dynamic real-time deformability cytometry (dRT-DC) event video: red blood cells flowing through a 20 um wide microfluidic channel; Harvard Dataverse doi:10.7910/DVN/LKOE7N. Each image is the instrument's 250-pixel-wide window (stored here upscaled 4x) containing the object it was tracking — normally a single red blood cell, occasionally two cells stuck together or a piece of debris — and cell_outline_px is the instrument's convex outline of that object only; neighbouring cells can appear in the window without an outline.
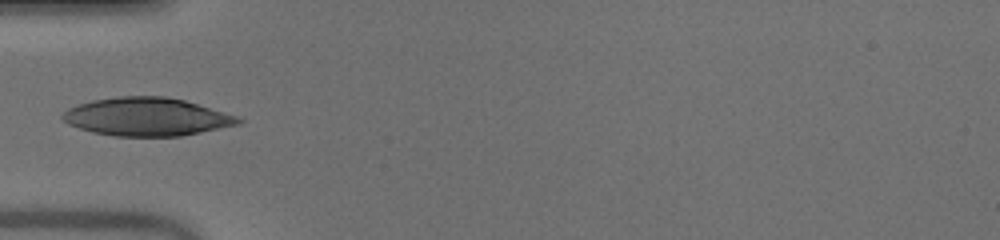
{"species": "human", "species_latin": "Homo sapiens", "temperature_condition": "warm", "stored_images_in_passage": 30, "camera_frame_rate_fps": 3000, "um_per_image_px": 0.085, "donor": {"sex": "male"}, "frame": {"image": 1, "passage_image": 1, "time_ms": 0.0, "image_size_px": [1000, 240], "cell_outline_px": [[244, 120], [240, 124], [180, 136], [116, 136], [92, 132], [68, 124], [60, 116], [68, 108], [92, 100], [120, 96], [164, 96], [184, 100], [236, 116]], "centroid_in_image_um": [12.45, 9.93], "position_along_channel_um": 72.5, "area_um2": 38.73}}
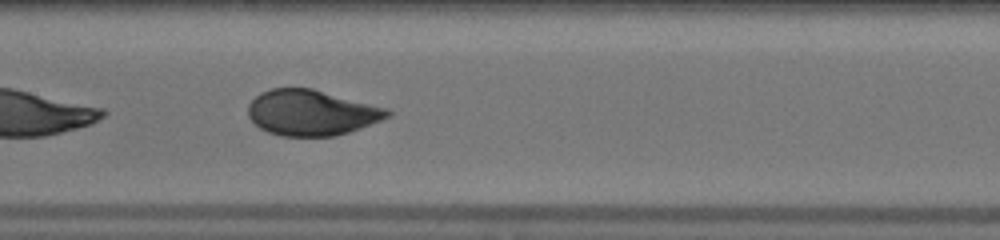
{"frame": {"image": 2, "passage_image": 9, "time_ms": 2.667, "image_size_px": [1000, 240], "cell_outline_px": [[392, 116], [360, 128], [336, 136], [280, 136], [268, 132], [260, 128], [248, 116], [248, 104], [260, 92], [272, 88], [312, 88], [388, 108], [392, 112]], "centroid_in_image_um": [26.48, 9.57], "position_along_channel_um": 180.9, "area_um2": 37.11}}
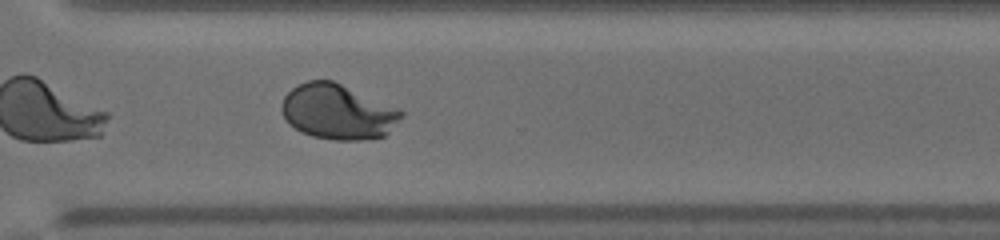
{"frame": {"image": 3, "passage_image": 21, "time_ms": 6.667, "image_size_px": [1000, 240], "cell_outline_px": [[404, 116], [384, 136], [360, 140], [332, 140], [312, 136], [300, 132], [288, 124], [280, 108], [280, 104], [284, 96], [292, 88], [308, 80], [332, 80], [400, 108], [404, 112]], "centroid_in_image_um": [28.7, 9.5], "position_along_channel_um": 341.9, "area_um2": 38.67}}